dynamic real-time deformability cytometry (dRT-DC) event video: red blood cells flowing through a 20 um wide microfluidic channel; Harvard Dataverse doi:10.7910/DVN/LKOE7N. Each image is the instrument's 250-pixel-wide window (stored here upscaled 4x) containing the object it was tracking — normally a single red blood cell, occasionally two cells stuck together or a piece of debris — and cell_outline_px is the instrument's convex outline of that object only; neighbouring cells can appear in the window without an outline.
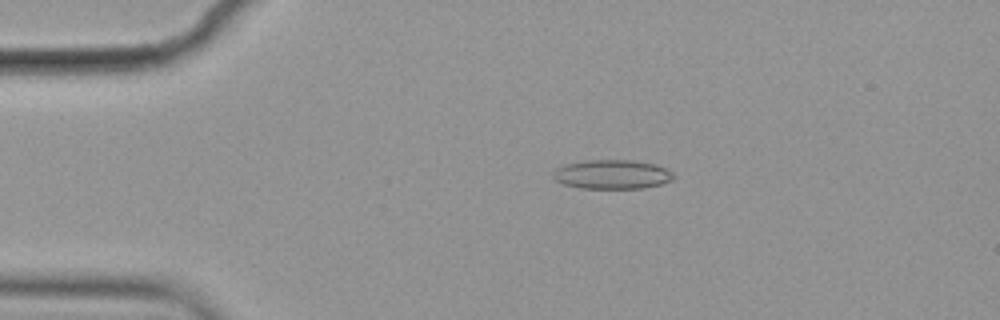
{"species": "common noctule bat (a hibernating species)", "species_latin": "Nyctalus noctula", "temperature_condition": "cold", "stored_images_in_passage": 54, "camera_frame_rate_fps": 3000, "um_per_image_px": 0.085, "animal": {"sex": "female", "body_mass_g": 19.9}, "frame": {"image": 1, "passage_image": 9, "time_ms": 2.667, "image_size_px": [1000, 320], "cell_outline_px": [[676, 176], [672, 180], [660, 184], [644, 188], [580, 188], [564, 184], [556, 180], [552, 176], [552, 172], [556, 168], [564, 164], [584, 160], [632, 160], [656, 164], [672, 172]], "centroid_in_image_um": [52.01, 14.81], "position_along_channel_um": 33.0, "area_um2": 20.58}}
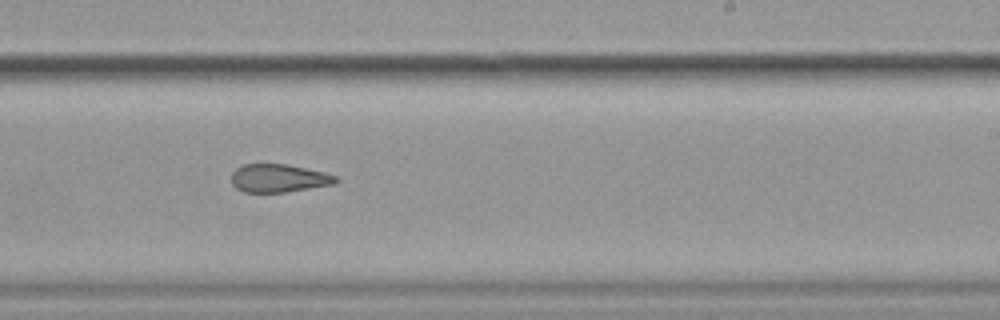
{"frame": {"image": 2, "passage_image": 32, "time_ms": 10.333, "image_size_px": [1000, 320], "cell_outline_px": [[340, 180], [336, 184], [284, 192], [244, 192], [236, 188], [232, 184], [232, 172], [236, 168], [244, 164], [288, 164], [324, 172], [336, 176]], "centroid_in_image_um": [23.71, 15.14], "position_along_channel_um": 265.3, "area_um2": 17.17}}
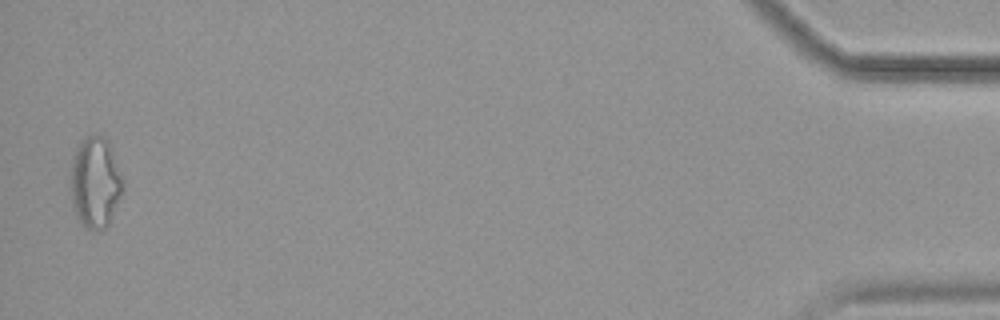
{"frame": {"image": 3, "passage_image": 53, "time_ms": 17.333, "image_size_px": [1000, 320], "cell_outline_px": [[124, 188], [108, 224], [100, 232], [88, 228], [76, 216], [72, 200], [72, 160], [76, 148], [80, 140], [88, 136], [104, 136], [108, 140], [124, 180]], "centroid_in_image_um": [8.12, 15.49], "position_along_channel_um": 427.1, "area_um2": 27.4}, "authors_computed_cell_mechanics": {"area_um2": 20.0566, "velocity_mm_per_s": 3.5824, "shape_relaxation_time_tau1_ms": null, "shape_relaxation_time_tau2_ms": 4.8768, "deformation_change_tau1": null, "deformation_change_tau2": 0.1428}}